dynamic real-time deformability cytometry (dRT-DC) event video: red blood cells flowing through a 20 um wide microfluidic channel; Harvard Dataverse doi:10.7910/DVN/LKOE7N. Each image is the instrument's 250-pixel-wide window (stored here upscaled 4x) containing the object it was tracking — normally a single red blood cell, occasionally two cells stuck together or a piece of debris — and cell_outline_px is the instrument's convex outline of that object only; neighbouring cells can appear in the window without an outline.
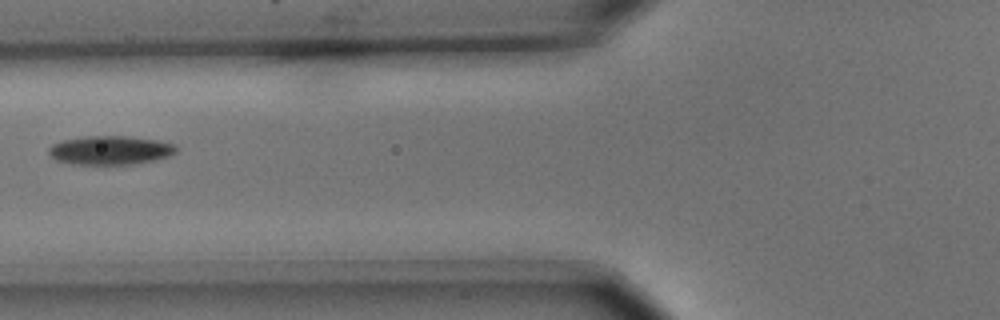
{"species": "common noctule bat (a hibernating species)", "species_latin": "Nyctalus noctula", "temperature_condition": "cold", "stored_images_in_passage": 4, "camera_frame_rate_fps": 3000, "um_per_image_px": 0.085, "animal": {"sex": "male", "body_mass_g": 15.6}, "frame": {"image": 1, "passage_image": 3, "time_ms": 0.667, "image_size_px": [1000, 320], "cell_outline_px": [[176, 152], [168, 156], [152, 160], [132, 164], [76, 164], [56, 160], [48, 152], [48, 148], [52, 144], [64, 140], [84, 136], [128, 136], [156, 140], [176, 144]], "centroid_in_image_um": [9.36, 12.76], "position_along_channel_um": 116.4, "area_um2": 21.21}}